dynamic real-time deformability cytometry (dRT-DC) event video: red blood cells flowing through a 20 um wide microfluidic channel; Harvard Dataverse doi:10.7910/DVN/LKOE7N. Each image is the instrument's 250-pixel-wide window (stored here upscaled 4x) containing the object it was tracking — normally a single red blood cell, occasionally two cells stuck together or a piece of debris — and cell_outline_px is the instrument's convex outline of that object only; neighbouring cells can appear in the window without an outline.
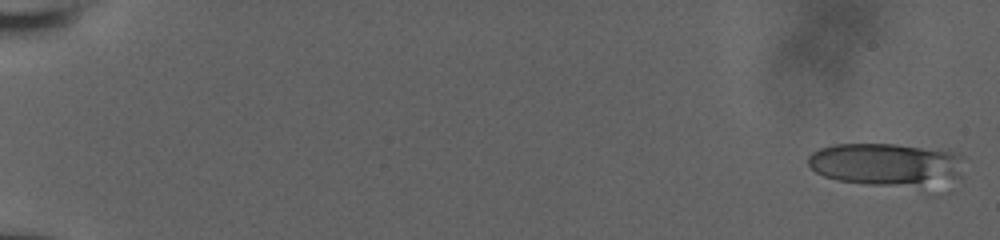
{"species": "human", "species_latin": "Homo sapiens", "temperature_condition": "room temperature", "stored_images_in_passage": 9, "camera_frame_rate_fps": 3000, "um_per_image_px": 0.085, "donor": {"sex": "male"}, "frame": {"image": 1, "passage_image": 1, "time_ms": 0.0, "image_size_px": [1000, 240], "cell_outline_px": [[960, 176], [892, 184], [868, 184], [840, 180], [824, 176], [816, 172], [808, 164], [808, 156], [812, 152], [820, 148], [836, 144], [896, 144], [960, 152]], "centroid_in_image_um": [75.16, 13.88], "position_along_channel_um": 9.8, "area_um2": 36.65}}